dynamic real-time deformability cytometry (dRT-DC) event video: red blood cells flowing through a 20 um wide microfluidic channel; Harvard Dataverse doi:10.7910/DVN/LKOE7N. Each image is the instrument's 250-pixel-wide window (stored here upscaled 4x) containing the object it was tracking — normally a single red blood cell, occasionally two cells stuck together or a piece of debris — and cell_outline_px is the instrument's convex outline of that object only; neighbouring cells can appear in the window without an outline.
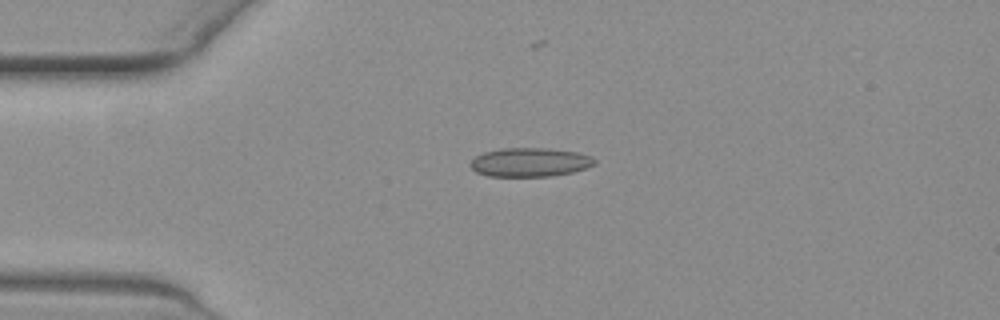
{"species": "common noctule bat (a hibernating species)", "species_latin": "Nyctalus noctula", "temperature_condition": "warm", "stored_images_in_passage": 1, "camera_frame_rate_fps": 3000, "um_per_image_px": 0.085, "animal": {"sex": "female", "body_mass_g": 19.3, "forearm_length_mm": 54.1}, "frame": {"image": 1, "passage_image": 1, "time_ms": 0.0, "image_size_px": [1000, 320], "cell_outline_px": [[560, 172], [532, 176], [504, 176], [484, 172], [496, 152], [548, 152]], "centroid_in_image_um": [44.35, 13.95], "position_along_channel_um": 40.7, "area_um2": 10.75}}